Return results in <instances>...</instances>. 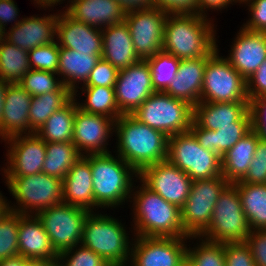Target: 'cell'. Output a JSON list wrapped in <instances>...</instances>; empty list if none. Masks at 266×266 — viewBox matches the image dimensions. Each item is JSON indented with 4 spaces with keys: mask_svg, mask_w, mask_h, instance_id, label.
Returning <instances> with one entry per match:
<instances>
[{
    "mask_svg": "<svg viewBox=\"0 0 266 266\" xmlns=\"http://www.w3.org/2000/svg\"><path fill=\"white\" fill-rule=\"evenodd\" d=\"M252 129L250 110L234 126H221L218 130L199 127L194 121L190 131L200 146L216 153L220 158Z\"/></svg>",
    "mask_w": 266,
    "mask_h": 266,
    "instance_id": "28",
    "label": "cell"
},
{
    "mask_svg": "<svg viewBox=\"0 0 266 266\" xmlns=\"http://www.w3.org/2000/svg\"><path fill=\"white\" fill-rule=\"evenodd\" d=\"M73 98V93L63 85L58 91L32 96L29 108V124L36 132L46 120Z\"/></svg>",
    "mask_w": 266,
    "mask_h": 266,
    "instance_id": "35",
    "label": "cell"
},
{
    "mask_svg": "<svg viewBox=\"0 0 266 266\" xmlns=\"http://www.w3.org/2000/svg\"><path fill=\"white\" fill-rule=\"evenodd\" d=\"M25 266H61L59 260L47 261V260H31L29 259Z\"/></svg>",
    "mask_w": 266,
    "mask_h": 266,
    "instance_id": "56",
    "label": "cell"
},
{
    "mask_svg": "<svg viewBox=\"0 0 266 266\" xmlns=\"http://www.w3.org/2000/svg\"><path fill=\"white\" fill-rule=\"evenodd\" d=\"M114 91L119 111L122 114H132L155 92L147 61L140 60L126 69L119 70Z\"/></svg>",
    "mask_w": 266,
    "mask_h": 266,
    "instance_id": "16",
    "label": "cell"
},
{
    "mask_svg": "<svg viewBox=\"0 0 266 266\" xmlns=\"http://www.w3.org/2000/svg\"><path fill=\"white\" fill-rule=\"evenodd\" d=\"M168 13L159 7L131 11L125 15L134 50L140 60H146L163 50L164 25Z\"/></svg>",
    "mask_w": 266,
    "mask_h": 266,
    "instance_id": "13",
    "label": "cell"
},
{
    "mask_svg": "<svg viewBox=\"0 0 266 266\" xmlns=\"http://www.w3.org/2000/svg\"><path fill=\"white\" fill-rule=\"evenodd\" d=\"M31 70L28 51L5 39L0 40V79L9 84L19 83Z\"/></svg>",
    "mask_w": 266,
    "mask_h": 266,
    "instance_id": "36",
    "label": "cell"
},
{
    "mask_svg": "<svg viewBox=\"0 0 266 266\" xmlns=\"http://www.w3.org/2000/svg\"><path fill=\"white\" fill-rule=\"evenodd\" d=\"M92 213L84 221L80 244L101 256L110 266H125L131 249L123 225L111 216Z\"/></svg>",
    "mask_w": 266,
    "mask_h": 266,
    "instance_id": "5",
    "label": "cell"
},
{
    "mask_svg": "<svg viewBox=\"0 0 266 266\" xmlns=\"http://www.w3.org/2000/svg\"><path fill=\"white\" fill-rule=\"evenodd\" d=\"M229 182L223 176L193 181L190 194L181 210L184 231L198 238L210 225L219 195Z\"/></svg>",
    "mask_w": 266,
    "mask_h": 266,
    "instance_id": "10",
    "label": "cell"
},
{
    "mask_svg": "<svg viewBox=\"0 0 266 266\" xmlns=\"http://www.w3.org/2000/svg\"><path fill=\"white\" fill-rule=\"evenodd\" d=\"M57 20L58 14L20 19L10 31L5 33L4 39L26 51L49 44L55 41Z\"/></svg>",
    "mask_w": 266,
    "mask_h": 266,
    "instance_id": "22",
    "label": "cell"
},
{
    "mask_svg": "<svg viewBox=\"0 0 266 266\" xmlns=\"http://www.w3.org/2000/svg\"><path fill=\"white\" fill-rule=\"evenodd\" d=\"M232 2H239L238 0H197V14L203 17H207L205 11L206 8L210 9H223Z\"/></svg>",
    "mask_w": 266,
    "mask_h": 266,
    "instance_id": "53",
    "label": "cell"
},
{
    "mask_svg": "<svg viewBox=\"0 0 266 266\" xmlns=\"http://www.w3.org/2000/svg\"><path fill=\"white\" fill-rule=\"evenodd\" d=\"M181 266H191L187 260L184 261V263Z\"/></svg>",
    "mask_w": 266,
    "mask_h": 266,
    "instance_id": "61",
    "label": "cell"
},
{
    "mask_svg": "<svg viewBox=\"0 0 266 266\" xmlns=\"http://www.w3.org/2000/svg\"><path fill=\"white\" fill-rule=\"evenodd\" d=\"M4 36H5V30L0 25V40L4 39L5 38Z\"/></svg>",
    "mask_w": 266,
    "mask_h": 266,
    "instance_id": "60",
    "label": "cell"
},
{
    "mask_svg": "<svg viewBox=\"0 0 266 266\" xmlns=\"http://www.w3.org/2000/svg\"><path fill=\"white\" fill-rule=\"evenodd\" d=\"M16 16H18V8L14 1L0 0V25L4 30H6L5 26L7 22H12L14 19L17 20L15 18Z\"/></svg>",
    "mask_w": 266,
    "mask_h": 266,
    "instance_id": "52",
    "label": "cell"
},
{
    "mask_svg": "<svg viewBox=\"0 0 266 266\" xmlns=\"http://www.w3.org/2000/svg\"><path fill=\"white\" fill-rule=\"evenodd\" d=\"M138 178L165 201L181 208L190 194L192 179L168 160L145 167Z\"/></svg>",
    "mask_w": 266,
    "mask_h": 266,
    "instance_id": "14",
    "label": "cell"
},
{
    "mask_svg": "<svg viewBox=\"0 0 266 266\" xmlns=\"http://www.w3.org/2000/svg\"><path fill=\"white\" fill-rule=\"evenodd\" d=\"M82 91L87 93L86 102L78 104V108L83 112L104 115L115 121L122 115L116 102L113 87H82Z\"/></svg>",
    "mask_w": 266,
    "mask_h": 266,
    "instance_id": "37",
    "label": "cell"
},
{
    "mask_svg": "<svg viewBox=\"0 0 266 266\" xmlns=\"http://www.w3.org/2000/svg\"><path fill=\"white\" fill-rule=\"evenodd\" d=\"M153 3L168 14H197V0H153Z\"/></svg>",
    "mask_w": 266,
    "mask_h": 266,
    "instance_id": "51",
    "label": "cell"
},
{
    "mask_svg": "<svg viewBox=\"0 0 266 266\" xmlns=\"http://www.w3.org/2000/svg\"><path fill=\"white\" fill-rule=\"evenodd\" d=\"M10 193L15 197L19 208L9 210L22 215H37L43 209L63 202L62 180L41 172L21 177H6ZM21 206V207H20ZM29 210V211H28Z\"/></svg>",
    "mask_w": 266,
    "mask_h": 266,
    "instance_id": "9",
    "label": "cell"
},
{
    "mask_svg": "<svg viewBox=\"0 0 266 266\" xmlns=\"http://www.w3.org/2000/svg\"><path fill=\"white\" fill-rule=\"evenodd\" d=\"M251 233L237 187L229 183L219 195L210 225L199 236L216 243L245 242Z\"/></svg>",
    "mask_w": 266,
    "mask_h": 266,
    "instance_id": "7",
    "label": "cell"
},
{
    "mask_svg": "<svg viewBox=\"0 0 266 266\" xmlns=\"http://www.w3.org/2000/svg\"><path fill=\"white\" fill-rule=\"evenodd\" d=\"M118 76V70L108 61L100 58L93 70L90 72L84 87L115 86Z\"/></svg>",
    "mask_w": 266,
    "mask_h": 266,
    "instance_id": "45",
    "label": "cell"
},
{
    "mask_svg": "<svg viewBox=\"0 0 266 266\" xmlns=\"http://www.w3.org/2000/svg\"><path fill=\"white\" fill-rule=\"evenodd\" d=\"M213 28L206 17L198 14H168L163 51L180 60L213 54L218 49Z\"/></svg>",
    "mask_w": 266,
    "mask_h": 266,
    "instance_id": "2",
    "label": "cell"
},
{
    "mask_svg": "<svg viewBox=\"0 0 266 266\" xmlns=\"http://www.w3.org/2000/svg\"><path fill=\"white\" fill-rule=\"evenodd\" d=\"M242 183L266 184V141L258 139L254 158L249 165V170Z\"/></svg>",
    "mask_w": 266,
    "mask_h": 266,
    "instance_id": "44",
    "label": "cell"
},
{
    "mask_svg": "<svg viewBox=\"0 0 266 266\" xmlns=\"http://www.w3.org/2000/svg\"><path fill=\"white\" fill-rule=\"evenodd\" d=\"M245 243L250 248L256 266H266V229L251 231Z\"/></svg>",
    "mask_w": 266,
    "mask_h": 266,
    "instance_id": "49",
    "label": "cell"
},
{
    "mask_svg": "<svg viewBox=\"0 0 266 266\" xmlns=\"http://www.w3.org/2000/svg\"><path fill=\"white\" fill-rule=\"evenodd\" d=\"M114 129L118 136V156L138 174L147 166L167 160L168 136L139 122L131 114H122Z\"/></svg>",
    "mask_w": 266,
    "mask_h": 266,
    "instance_id": "1",
    "label": "cell"
},
{
    "mask_svg": "<svg viewBox=\"0 0 266 266\" xmlns=\"http://www.w3.org/2000/svg\"><path fill=\"white\" fill-rule=\"evenodd\" d=\"M246 91L249 101L253 98L266 96V59L246 80Z\"/></svg>",
    "mask_w": 266,
    "mask_h": 266,
    "instance_id": "50",
    "label": "cell"
},
{
    "mask_svg": "<svg viewBox=\"0 0 266 266\" xmlns=\"http://www.w3.org/2000/svg\"><path fill=\"white\" fill-rule=\"evenodd\" d=\"M20 213L9 211L0 220V260L19 255L18 228Z\"/></svg>",
    "mask_w": 266,
    "mask_h": 266,
    "instance_id": "40",
    "label": "cell"
},
{
    "mask_svg": "<svg viewBox=\"0 0 266 266\" xmlns=\"http://www.w3.org/2000/svg\"><path fill=\"white\" fill-rule=\"evenodd\" d=\"M243 3L249 4L252 15L243 28L252 32L266 33V0H244Z\"/></svg>",
    "mask_w": 266,
    "mask_h": 266,
    "instance_id": "48",
    "label": "cell"
},
{
    "mask_svg": "<svg viewBox=\"0 0 266 266\" xmlns=\"http://www.w3.org/2000/svg\"><path fill=\"white\" fill-rule=\"evenodd\" d=\"M73 98L60 110L55 111L36 134L46 143L73 142L74 118L78 102Z\"/></svg>",
    "mask_w": 266,
    "mask_h": 266,
    "instance_id": "32",
    "label": "cell"
},
{
    "mask_svg": "<svg viewBox=\"0 0 266 266\" xmlns=\"http://www.w3.org/2000/svg\"><path fill=\"white\" fill-rule=\"evenodd\" d=\"M134 192V219L136 237H190L181 223V210L165 201L144 183Z\"/></svg>",
    "mask_w": 266,
    "mask_h": 266,
    "instance_id": "3",
    "label": "cell"
},
{
    "mask_svg": "<svg viewBox=\"0 0 266 266\" xmlns=\"http://www.w3.org/2000/svg\"><path fill=\"white\" fill-rule=\"evenodd\" d=\"M249 111V102H199L193 107V121L201 128L218 130L234 126Z\"/></svg>",
    "mask_w": 266,
    "mask_h": 266,
    "instance_id": "29",
    "label": "cell"
},
{
    "mask_svg": "<svg viewBox=\"0 0 266 266\" xmlns=\"http://www.w3.org/2000/svg\"><path fill=\"white\" fill-rule=\"evenodd\" d=\"M252 129L261 140L266 141V96L253 98L249 101Z\"/></svg>",
    "mask_w": 266,
    "mask_h": 266,
    "instance_id": "47",
    "label": "cell"
},
{
    "mask_svg": "<svg viewBox=\"0 0 266 266\" xmlns=\"http://www.w3.org/2000/svg\"><path fill=\"white\" fill-rule=\"evenodd\" d=\"M131 115L170 137L189 131L193 106L165 92H154Z\"/></svg>",
    "mask_w": 266,
    "mask_h": 266,
    "instance_id": "6",
    "label": "cell"
},
{
    "mask_svg": "<svg viewBox=\"0 0 266 266\" xmlns=\"http://www.w3.org/2000/svg\"><path fill=\"white\" fill-rule=\"evenodd\" d=\"M18 250L19 255L31 260L56 261L59 255L37 215L20 214Z\"/></svg>",
    "mask_w": 266,
    "mask_h": 266,
    "instance_id": "23",
    "label": "cell"
},
{
    "mask_svg": "<svg viewBox=\"0 0 266 266\" xmlns=\"http://www.w3.org/2000/svg\"><path fill=\"white\" fill-rule=\"evenodd\" d=\"M62 190L64 203L92 212L95 201L90 154L82 156L68 171L62 180Z\"/></svg>",
    "mask_w": 266,
    "mask_h": 266,
    "instance_id": "25",
    "label": "cell"
},
{
    "mask_svg": "<svg viewBox=\"0 0 266 266\" xmlns=\"http://www.w3.org/2000/svg\"><path fill=\"white\" fill-rule=\"evenodd\" d=\"M226 59L247 80L266 59V33L240 29Z\"/></svg>",
    "mask_w": 266,
    "mask_h": 266,
    "instance_id": "21",
    "label": "cell"
},
{
    "mask_svg": "<svg viewBox=\"0 0 266 266\" xmlns=\"http://www.w3.org/2000/svg\"><path fill=\"white\" fill-rule=\"evenodd\" d=\"M59 41L38 46L28 51L31 69L57 73L59 65Z\"/></svg>",
    "mask_w": 266,
    "mask_h": 266,
    "instance_id": "42",
    "label": "cell"
},
{
    "mask_svg": "<svg viewBox=\"0 0 266 266\" xmlns=\"http://www.w3.org/2000/svg\"><path fill=\"white\" fill-rule=\"evenodd\" d=\"M126 13L154 7L153 0H115Z\"/></svg>",
    "mask_w": 266,
    "mask_h": 266,
    "instance_id": "54",
    "label": "cell"
},
{
    "mask_svg": "<svg viewBox=\"0 0 266 266\" xmlns=\"http://www.w3.org/2000/svg\"><path fill=\"white\" fill-rule=\"evenodd\" d=\"M34 1H36L37 5L39 4V5H41V7H43V8L46 7L47 8L48 6L51 7V6L55 5V4H57L61 0H34Z\"/></svg>",
    "mask_w": 266,
    "mask_h": 266,
    "instance_id": "59",
    "label": "cell"
},
{
    "mask_svg": "<svg viewBox=\"0 0 266 266\" xmlns=\"http://www.w3.org/2000/svg\"><path fill=\"white\" fill-rule=\"evenodd\" d=\"M225 266H256L245 242L224 243Z\"/></svg>",
    "mask_w": 266,
    "mask_h": 266,
    "instance_id": "46",
    "label": "cell"
},
{
    "mask_svg": "<svg viewBox=\"0 0 266 266\" xmlns=\"http://www.w3.org/2000/svg\"><path fill=\"white\" fill-rule=\"evenodd\" d=\"M259 136L251 129L221 158L222 176L229 183L241 181L254 158Z\"/></svg>",
    "mask_w": 266,
    "mask_h": 266,
    "instance_id": "30",
    "label": "cell"
},
{
    "mask_svg": "<svg viewBox=\"0 0 266 266\" xmlns=\"http://www.w3.org/2000/svg\"><path fill=\"white\" fill-rule=\"evenodd\" d=\"M56 36H58L56 39L60 40L59 47L89 55H102L101 29L77 21L66 12L58 14Z\"/></svg>",
    "mask_w": 266,
    "mask_h": 266,
    "instance_id": "19",
    "label": "cell"
},
{
    "mask_svg": "<svg viewBox=\"0 0 266 266\" xmlns=\"http://www.w3.org/2000/svg\"><path fill=\"white\" fill-rule=\"evenodd\" d=\"M211 55L180 60L178 72L165 93L184 100L193 107L201 102L204 70Z\"/></svg>",
    "mask_w": 266,
    "mask_h": 266,
    "instance_id": "24",
    "label": "cell"
},
{
    "mask_svg": "<svg viewBox=\"0 0 266 266\" xmlns=\"http://www.w3.org/2000/svg\"><path fill=\"white\" fill-rule=\"evenodd\" d=\"M187 238L140 236L131 247V266H181L186 260Z\"/></svg>",
    "mask_w": 266,
    "mask_h": 266,
    "instance_id": "15",
    "label": "cell"
},
{
    "mask_svg": "<svg viewBox=\"0 0 266 266\" xmlns=\"http://www.w3.org/2000/svg\"><path fill=\"white\" fill-rule=\"evenodd\" d=\"M251 231L266 229V184L233 183Z\"/></svg>",
    "mask_w": 266,
    "mask_h": 266,
    "instance_id": "33",
    "label": "cell"
},
{
    "mask_svg": "<svg viewBox=\"0 0 266 266\" xmlns=\"http://www.w3.org/2000/svg\"><path fill=\"white\" fill-rule=\"evenodd\" d=\"M8 84L9 83L2 81L0 79V125H1V117L3 113L4 100H5V92H6Z\"/></svg>",
    "mask_w": 266,
    "mask_h": 266,
    "instance_id": "57",
    "label": "cell"
},
{
    "mask_svg": "<svg viewBox=\"0 0 266 266\" xmlns=\"http://www.w3.org/2000/svg\"><path fill=\"white\" fill-rule=\"evenodd\" d=\"M193 249L186 248V260L191 266H225L224 243L202 239Z\"/></svg>",
    "mask_w": 266,
    "mask_h": 266,
    "instance_id": "39",
    "label": "cell"
},
{
    "mask_svg": "<svg viewBox=\"0 0 266 266\" xmlns=\"http://www.w3.org/2000/svg\"><path fill=\"white\" fill-rule=\"evenodd\" d=\"M114 126L115 120L110 117L86 113L77 108L72 143L83 156L84 152L81 151H85L86 155L108 153L106 141Z\"/></svg>",
    "mask_w": 266,
    "mask_h": 266,
    "instance_id": "18",
    "label": "cell"
},
{
    "mask_svg": "<svg viewBox=\"0 0 266 266\" xmlns=\"http://www.w3.org/2000/svg\"><path fill=\"white\" fill-rule=\"evenodd\" d=\"M10 143L5 177H21L42 172L46 155V142L36 133L15 135L6 139ZM6 169V170H5Z\"/></svg>",
    "mask_w": 266,
    "mask_h": 266,
    "instance_id": "17",
    "label": "cell"
},
{
    "mask_svg": "<svg viewBox=\"0 0 266 266\" xmlns=\"http://www.w3.org/2000/svg\"><path fill=\"white\" fill-rule=\"evenodd\" d=\"M90 211L64 202L37 214L51 244L59 254L81 243L84 221Z\"/></svg>",
    "mask_w": 266,
    "mask_h": 266,
    "instance_id": "12",
    "label": "cell"
},
{
    "mask_svg": "<svg viewBox=\"0 0 266 266\" xmlns=\"http://www.w3.org/2000/svg\"><path fill=\"white\" fill-rule=\"evenodd\" d=\"M29 259L24 258L21 255H17L14 257H9L3 260H0V266H25V263Z\"/></svg>",
    "mask_w": 266,
    "mask_h": 266,
    "instance_id": "55",
    "label": "cell"
},
{
    "mask_svg": "<svg viewBox=\"0 0 266 266\" xmlns=\"http://www.w3.org/2000/svg\"><path fill=\"white\" fill-rule=\"evenodd\" d=\"M167 160L192 181L222 176L221 158L200 146L190 130L168 137Z\"/></svg>",
    "mask_w": 266,
    "mask_h": 266,
    "instance_id": "8",
    "label": "cell"
},
{
    "mask_svg": "<svg viewBox=\"0 0 266 266\" xmlns=\"http://www.w3.org/2000/svg\"><path fill=\"white\" fill-rule=\"evenodd\" d=\"M77 249V245L73 248L67 249L58 255L59 262L61 266H110L101 256L93 252L91 249L81 246ZM76 248V251H72ZM73 255H72V254ZM71 254V256H69ZM62 260V261H61Z\"/></svg>",
    "mask_w": 266,
    "mask_h": 266,
    "instance_id": "43",
    "label": "cell"
},
{
    "mask_svg": "<svg viewBox=\"0 0 266 266\" xmlns=\"http://www.w3.org/2000/svg\"><path fill=\"white\" fill-rule=\"evenodd\" d=\"M70 2L71 4L64 12L88 26L95 28L100 26L99 29H102L125 21L126 12L115 0H72Z\"/></svg>",
    "mask_w": 266,
    "mask_h": 266,
    "instance_id": "26",
    "label": "cell"
},
{
    "mask_svg": "<svg viewBox=\"0 0 266 266\" xmlns=\"http://www.w3.org/2000/svg\"><path fill=\"white\" fill-rule=\"evenodd\" d=\"M82 156L83 154L76 149L73 143H46V155L42 172L63 180L68 171Z\"/></svg>",
    "mask_w": 266,
    "mask_h": 266,
    "instance_id": "34",
    "label": "cell"
},
{
    "mask_svg": "<svg viewBox=\"0 0 266 266\" xmlns=\"http://www.w3.org/2000/svg\"><path fill=\"white\" fill-rule=\"evenodd\" d=\"M104 28L101 29L102 59L108 61L118 71L140 61L134 50L130 31L125 22Z\"/></svg>",
    "mask_w": 266,
    "mask_h": 266,
    "instance_id": "27",
    "label": "cell"
},
{
    "mask_svg": "<svg viewBox=\"0 0 266 266\" xmlns=\"http://www.w3.org/2000/svg\"><path fill=\"white\" fill-rule=\"evenodd\" d=\"M32 95L18 83L8 84L5 92V100L0 125V137L7 138L36 133L29 124V108ZM24 132V133H23Z\"/></svg>",
    "mask_w": 266,
    "mask_h": 266,
    "instance_id": "20",
    "label": "cell"
},
{
    "mask_svg": "<svg viewBox=\"0 0 266 266\" xmlns=\"http://www.w3.org/2000/svg\"><path fill=\"white\" fill-rule=\"evenodd\" d=\"M100 58L101 55H89V53H79L72 49L59 47L58 75H64L61 81L73 93V96L78 92L76 83L83 81L85 84Z\"/></svg>",
    "mask_w": 266,
    "mask_h": 266,
    "instance_id": "31",
    "label": "cell"
},
{
    "mask_svg": "<svg viewBox=\"0 0 266 266\" xmlns=\"http://www.w3.org/2000/svg\"><path fill=\"white\" fill-rule=\"evenodd\" d=\"M57 73L43 70H29L18 83L32 96L58 91L64 84L55 78Z\"/></svg>",
    "mask_w": 266,
    "mask_h": 266,
    "instance_id": "41",
    "label": "cell"
},
{
    "mask_svg": "<svg viewBox=\"0 0 266 266\" xmlns=\"http://www.w3.org/2000/svg\"><path fill=\"white\" fill-rule=\"evenodd\" d=\"M201 102H249L246 80L226 58L219 57L218 49L207 59Z\"/></svg>",
    "mask_w": 266,
    "mask_h": 266,
    "instance_id": "11",
    "label": "cell"
},
{
    "mask_svg": "<svg viewBox=\"0 0 266 266\" xmlns=\"http://www.w3.org/2000/svg\"><path fill=\"white\" fill-rule=\"evenodd\" d=\"M95 206L114 207L121 205L132 194V178L138 173L122 158L108 153L90 154ZM130 194V195H129Z\"/></svg>",
    "mask_w": 266,
    "mask_h": 266,
    "instance_id": "4",
    "label": "cell"
},
{
    "mask_svg": "<svg viewBox=\"0 0 266 266\" xmlns=\"http://www.w3.org/2000/svg\"><path fill=\"white\" fill-rule=\"evenodd\" d=\"M146 61L151 70L152 85L155 92H165L178 72L180 59L162 50Z\"/></svg>",
    "mask_w": 266,
    "mask_h": 266,
    "instance_id": "38",
    "label": "cell"
},
{
    "mask_svg": "<svg viewBox=\"0 0 266 266\" xmlns=\"http://www.w3.org/2000/svg\"><path fill=\"white\" fill-rule=\"evenodd\" d=\"M9 204L7 203V200L2 197V194L0 193V220L9 212Z\"/></svg>",
    "mask_w": 266,
    "mask_h": 266,
    "instance_id": "58",
    "label": "cell"
}]
</instances>
